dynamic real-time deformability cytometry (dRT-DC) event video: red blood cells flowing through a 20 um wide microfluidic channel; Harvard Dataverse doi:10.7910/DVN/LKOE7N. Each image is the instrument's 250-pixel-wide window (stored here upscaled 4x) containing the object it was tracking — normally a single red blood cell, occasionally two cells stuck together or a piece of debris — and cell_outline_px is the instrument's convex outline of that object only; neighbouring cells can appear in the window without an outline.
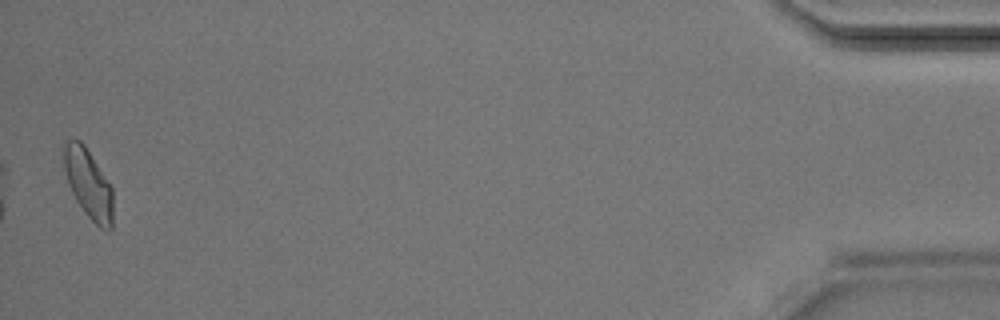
{"species": "Egyptian fruit bat (a non-hibernating species)", "species_latin": "Rousettus aegyptiacus", "temperature_condition": "room temperature", "stored_images_in_passage": 33, "camera_frame_rate_fps": 3000, "um_per_image_px": 0.085, "animal": {"sex": "male"}, "frame": {"image": 1, "passage_image": 33, "time_ms": 10.667, "image_size_px": [1000, 320], "cell_outline_px": [[112, 228], [108, 232], [100, 228], [84, 212], [76, 200], [68, 184], [64, 168], [60, 148], [68, 140], [80, 140], [84, 144], [112, 188]], "centroid_in_image_um": [7.48, 15.6], "position_along_channel_um": 427.7, "area_um2": 19.88}}